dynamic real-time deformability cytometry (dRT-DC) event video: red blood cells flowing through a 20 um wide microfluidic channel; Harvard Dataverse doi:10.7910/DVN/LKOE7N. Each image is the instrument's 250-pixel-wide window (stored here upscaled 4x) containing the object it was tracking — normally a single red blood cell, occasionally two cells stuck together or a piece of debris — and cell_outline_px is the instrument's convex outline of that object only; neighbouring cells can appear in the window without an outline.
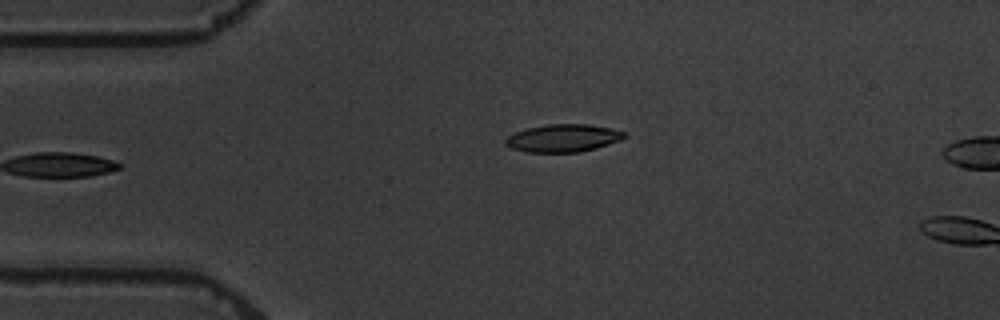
{"species": "common noctule bat (a hibernating species)", "species_latin": "Nyctalus noctula", "temperature_condition": "warm", "stored_images_in_passage": 5, "camera_frame_rate_fps": 3000, "um_per_image_px": 0.085, "animal": {"sex": "male", "body_mass_g": 19.5, "forearm_length_mm": 54.6}, "frame": {"image": 1, "passage_image": 5, "time_ms": 5.667, "image_size_px": [1000, 320], "cell_outline_px": [[628, 136], [620, 140], [596, 148], [580, 152], [528, 152], [512, 148], [504, 144], [504, 140], [508, 136], [516, 132], [528, 128], [548, 124], [588, 124], [608, 128], [624, 132]], "centroid_in_image_um": [47.85, 11.74], "position_along_channel_um": 37.1, "area_um2": 19.02}}